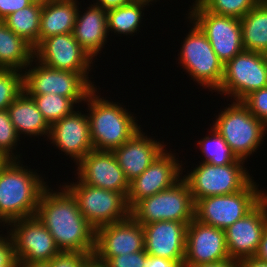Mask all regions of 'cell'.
Segmentation results:
<instances>
[{
    "label": "cell",
    "instance_id": "33",
    "mask_svg": "<svg viewBox=\"0 0 267 267\" xmlns=\"http://www.w3.org/2000/svg\"><path fill=\"white\" fill-rule=\"evenodd\" d=\"M23 92V72L0 69V111L6 110Z\"/></svg>",
    "mask_w": 267,
    "mask_h": 267
},
{
    "label": "cell",
    "instance_id": "48",
    "mask_svg": "<svg viewBox=\"0 0 267 267\" xmlns=\"http://www.w3.org/2000/svg\"><path fill=\"white\" fill-rule=\"evenodd\" d=\"M32 1L40 3V4H44L45 2L50 1V0H32Z\"/></svg>",
    "mask_w": 267,
    "mask_h": 267
},
{
    "label": "cell",
    "instance_id": "31",
    "mask_svg": "<svg viewBox=\"0 0 267 267\" xmlns=\"http://www.w3.org/2000/svg\"><path fill=\"white\" fill-rule=\"evenodd\" d=\"M49 126L71 114L76 104L72 99L56 94L29 95Z\"/></svg>",
    "mask_w": 267,
    "mask_h": 267
},
{
    "label": "cell",
    "instance_id": "15",
    "mask_svg": "<svg viewBox=\"0 0 267 267\" xmlns=\"http://www.w3.org/2000/svg\"><path fill=\"white\" fill-rule=\"evenodd\" d=\"M171 152L165 149L140 176L129 183L127 204L130 209L143 198L169 189L182 179V161L179 163Z\"/></svg>",
    "mask_w": 267,
    "mask_h": 267
},
{
    "label": "cell",
    "instance_id": "10",
    "mask_svg": "<svg viewBox=\"0 0 267 267\" xmlns=\"http://www.w3.org/2000/svg\"><path fill=\"white\" fill-rule=\"evenodd\" d=\"M199 164L193 171L182 176L188 184L194 203L201 198L241 191L254 178L248 173L244 163L219 166L204 162Z\"/></svg>",
    "mask_w": 267,
    "mask_h": 267
},
{
    "label": "cell",
    "instance_id": "21",
    "mask_svg": "<svg viewBox=\"0 0 267 267\" xmlns=\"http://www.w3.org/2000/svg\"><path fill=\"white\" fill-rule=\"evenodd\" d=\"M144 249L148 255L170 260H184L188 223L163 220L142 225Z\"/></svg>",
    "mask_w": 267,
    "mask_h": 267
},
{
    "label": "cell",
    "instance_id": "11",
    "mask_svg": "<svg viewBox=\"0 0 267 267\" xmlns=\"http://www.w3.org/2000/svg\"><path fill=\"white\" fill-rule=\"evenodd\" d=\"M267 87L265 54L243 50L224 65L218 94L243 101L249 94Z\"/></svg>",
    "mask_w": 267,
    "mask_h": 267
},
{
    "label": "cell",
    "instance_id": "28",
    "mask_svg": "<svg viewBox=\"0 0 267 267\" xmlns=\"http://www.w3.org/2000/svg\"><path fill=\"white\" fill-rule=\"evenodd\" d=\"M41 11L42 4L32 2L23 9L9 14L2 21L16 35L35 48L39 44Z\"/></svg>",
    "mask_w": 267,
    "mask_h": 267
},
{
    "label": "cell",
    "instance_id": "13",
    "mask_svg": "<svg viewBox=\"0 0 267 267\" xmlns=\"http://www.w3.org/2000/svg\"><path fill=\"white\" fill-rule=\"evenodd\" d=\"M7 226L18 262H50L61 252L36 216L14 220Z\"/></svg>",
    "mask_w": 267,
    "mask_h": 267
},
{
    "label": "cell",
    "instance_id": "29",
    "mask_svg": "<svg viewBox=\"0 0 267 267\" xmlns=\"http://www.w3.org/2000/svg\"><path fill=\"white\" fill-rule=\"evenodd\" d=\"M150 0H133L131 3L107 10L108 33L132 35L137 33L142 23L143 7L150 4ZM143 13V14H142Z\"/></svg>",
    "mask_w": 267,
    "mask_h": 267
},
{
    "label": "cell",
    "instance_id": "43",
    "mask_svg": "<svg viewBox=\"0 0 267 267\" xmlns=\"http://www.w3.org/2000/svg\"><path fill=\"white\" fill-rule=\"evenodd\" d=\"M254 256L262 261L267 262V226L263 232L258 250Z\"/></svg>",
    "mask_w": 267,
    "mask_h": 267
},
{
    "label": "cell",
    "instance_id": "46",
    "mask_svg": "<svg viewBox=\"0 0 267 267\" xmlns=\"http://www.w3.org/2000/svg\"><path fill=\"white\" fill-rule=\"evenodd\" d=\"M19 267H51L49 262H19Z\"/></svg>",
    "mask_w": 267,
    "mask_h": 267
},
{
    "label": "cell",
    "instance_id": "23",
    "mask_svg": "<svg viewBox=\"0 0 267 267\" xmlns=\"http://www.w3.org/2000/svg\"><path fill=\"white\" fill-rule=\"evenodd\" d=\"M89 6L83 14L78 9L72 34L78 44L93 59L108 42L106 38L109 33L107 10L93 4Z\"/></svg>",
    "mask_w": 267,
    "mask_h": 267
},
{
    "label": "cell",
    "instance_id": "45",
    "mask_svg": "<svg viewBox=\"0 0 267 267\" xmlns=\"http://www.w3.org/2000/svg\"><path fill=\"white\" fill-rule=\"evenodd\" d=\"M83 267H107L104 262L99 261L93 255L85 262Z\"/></svg>",
    "mask_w": 267,
    "mask_h": 267
},
{
    "label": "cell",
    "instance_id": "38",
    "mask_svg": "<svg viewBox=\"0 0 267 267\" xmlns=\"http://www.w3.org/2000/svg\"><path fill=\"white\" fill-rule=\"evenodd\" d=\"M7 235L0 234V267H19L15 258L14 244L9 232Z\"/></svg>",
    "mask_w": 267,
    "mask_h": 267
},
{
    "label": "cell",
    "instance_id": "22",
    "mask_svg": "<svg viewBox=\"0 0 267 267\" xmlns=\"http://www.w3.org/2000/svg\"><path fill=\"white\" fill-rule=\"evenodd\" d=\"M148 137L142 130L113 150L120 168L130 183L140 176L166 148L164 142ZM163 143V144H162Z\"/></svg>",
    "mask_w": 267,
    "mask_h": 267
},
{
    "label": "cell",
    "instance_id": "35",
    "mask_svg": "<svg viewBox=\"0 0 267 267\" xmlns=\"http://www.w3.org/2000/svg\"><path fill=\"white\" fill-rule=\"evenodd\" d=\"M242 102L251 114L262 121L267 130V87L252 92Z\"/></svg>",
    "mask_w": 267,
    "mask_h": 267
},
{
    "label": "cell",
    "instance_id": "40",
    "mask_svg": "<svg viewBox=\"0 0 267 267\" xmlns=\"http://www.w3.org/2000/svg\"><path fill=\"white\" fill-rule=\"evenodd\" d=\"M144 267H186L184 260H170L162 257L148 255Z\"/></svg>",
    "mask_w": 267,
    "mask_h": 267
},
{
    "label": "cell",
    "instance_id": "7",
    "mask_svg": "<svg viewBox=\"0 0 267 267\" xmlns=\"http://www.w3.org/2000/svg\"><path fill=\"white\" fill-rule=\"evenodd\" d=\"M194 209L188 184L181 179L173 187L138 201L130 215L141 225L163 220L189 224L194 219Z\"/></svg>",
    "mask_w": 267,
    "mask_h": 267
},
{
    "label": "cell",
    "instance_id": "12",
    "mask_svg": "<svg viewBox=\"0 0 267 267\" xmlns=\"http://www.w3.org/2000/svg\"><path fill=\"white\" fill-rule=\"evenodd\" d=\"M195 2V3H194ZM188 19L206 35L219 60L225 65L244 50L240 19L206 11L196 0Z\"/></svg>",
    "mask_w": 267,
    "mask_h": 267
},
{
    "label": "cell",
    "instance_id": "2",
    "mask_svg": "<svg viewBox=\"0 0 267 267\" xmlns=\"http://www.w3.org/2000/svg\"><path fill=\"white\" fill-rule=\"evenodd\" d=\"M20 159L11 160L0 172V222L3 227L17 219L33 217L41 194L48 187L36 171Z\"/></svg>",
    "mask_w": 267,
    "mask_h": 267
},
{
    "label": "cell",
    "instance_id": "39",
    "mask_svg": "<svg viewBox=\"0 0 267 267\" xmlns=\"http://www.w3.org/2000/svg\"><path fill=\"white\" fill-rule=\"evenodd\" d=\"M32 0H0V21L9 14L30 5Z\"/></svg>",
    "mask_w": 267,
    "mask_h": 267
},
{
    "label": "cell",
    "instance_id": "41",
    "mask_svg": "<svg viewBox=\"0 0 267 267\" xmlns=\"http://www.w3.org/2000/svg\"><path fill=\"white\" fill-rule=\"evenodd\" d=\"M133 0H96L93 5L99 6L105 10L117 8L122 5L131 3Z\"/></svg>",
    "mask_w": 267,
    "mask_h": 267
},
{
    "label": "cell",
    "instance_id": "5",
    "mask_svg": "<svg viewBox=\"0 0 267 267\" xmlns=\"http://www.w3.org/2000/svg\"><path fill=\"white\" fill-rule=\"evenodd\" d=\"M252 179L241 191L201 198L195 202L194 219L225 230L249 213L267 194Z\"/></svg>",
    "mask_w": 267,
    "mask_h": 267
},
{
    "label": "cell",
    "instance_id": "25",
    "mask_svg": "<svg viewBox=\"0 0 267 267\" xmlns=\"http://www.w3.org/2000/svg\"><path fill=\"white\" fill-rule=\"evenodd\" d=\"M7 110L19 137L21 134L27 135L30 138L32 135L33 137L44 135L48 139L50 126L38 110L33 98L24 91L12 102Z\"/></svg>",
    "mask_w": 267,
    "mask_h": 267
},
{
    "label": "cell",
    "instance_id": "24",
    "mask_svg": "<svg viewBox=\"0 0 267 267\" xmlns=\"http://www.w3.org/2000/svg\"><path fill=\"white\" fill-rule=\"evenodd\" d=\"M79 4L77 0H50L42 4L39 43L53 35L71 33Z\"/></svg>",
    "mask_w": 267,
    "mask_h": 267
},
{
    "label": "cell",
    "instance_id": "6",
    "mask_svg": "<svg viewBox=\"0 0 267 267\" xmlns=\"http://www.w3.org/2000/svg\"><path fill=\"white\" fill-rule=\"evenodd\" d=\"M193 27L183 40L178 64L198 85L215 92L222 82L224 65L214 52L209 40L201 29L189 19Z\"/></svg>",
    "mask_w": 267,
    "mask_h": 267
},
{
    "label": "cell",
    "instance_id": "30",
    "mask_svg": "<svg viewBox=\"0 0 267 267\" xmlns=\"http://www.w3.org/2000/svg\"><path fill=\"white\" fill-rule=\"evenodd\" d=\"M210 129V136H205L198 141L199 148L203 156H205L202 162L218 166L245 162L237 158L230 146L213 126Z\"/></svg>",
    "mask_w": 267,
    "mask_h": 267
},
{
    "label": "cell",
    "instance_id": "19",
    "mask_svg": "<svg viewBox=\"0 0 267 267\" xmlns=\"http://www.w3.org/2000/svg\"><path fill=\"white\" fill-rule=\"evenodd\" d=\"M231 259L225 230L193 219L187 226L185 265L217 263Z\"/></svg>",
    "mask_w": 267,
    "mask_h": 267
},
{
    "label": "cell",
    "instance_id": "8",
    "mask_svg": "<svg viewBox=\"0 0 267 267\" xmlns=\"http://www.w3.org/2000/svg\"><path fill=\"white\" fill-rule=\"evenodd\" d=\"M76 179L77 182L63 186L77 200L79 211L95 230L130 216L127 198L122 193L93 187Z\"/></svg>",
    "mask_w": 267,
    "mask_h": 267
},
{
    "label": "cell",
    "instance_id": "16",
    "mask_svg": "<svg viewBox=\"0 0 267 267\" xmlns=\"http://www.w3.org/2000/svg\"><path fill=\"white\" fill-rule=\"evenodd\" d=\"M267 226V195L243 218L225 229L229 257L241 260L253 257Z\"/></svg>",
    "mask_w": 267,
    "mask_h": 267
},
{
    "label": "cell",
    "instance_id": "26",
    "mask_svg": "<svg viewBox=\"0 0 267 267\" xmlns=\"http://www.w3.org/2000/svg\"><path fill=\"white\" fill-rule=\"evenodd\" d=\"M34 58V48L0 21V69L23 72Z\"/></svg>",
    "mask_w": 267,
    "mask_h": 267
},
{
    "label": "cell",
    "instance_id": "36",
    "mask_svg": "<svg viewBox=\"0 0 267 267\" xmlns=\"http://www.w3.org/2000/svg\"><path fill=\"white\" fill-rule=\"evenodd\" d=\"M148 254L145 249L135 253H128L112 258H96L104 262L107 267H144L147 264Z\"/></svg>",
    "mask_w": 267,
    "mask_h": 267
},
{
    "label": "cell",
    "instance_id": "3",
    "mask_svg": "<svg viewBox=\"0 0 267 267\" xmlns=\"http://www.w3.org/2000/svg\"><path fill=\"white\" fill-rule=\"evenodd\" d=\"M96 92L95 87L85 100L92 145L95 150L113 151L140 131L141 125L126 107L101 98Z\"/></svg>",
    "mask_w": 267,
    "mask_h": 267
},
{
    "label": "cell",
    "instance_id": "1",
    "mask_svg": "<svg viewBox=\"0 0 267 267\" xmlns=\"http://www.w3.org/2000/svg\"><path fill=\"white\" fill-rule=\"evenodd\" d=\"M59 191L49 186L43 191L35 216L48 229L60 251L93 255L95 229L79 211L73 195L63 185Z\"/></svg>",
    "mask_w": 267,
    "mask_h": 267
},
{
    "label": "cell",
    "instance_id": "37",
    "mask_svg": "<svg viewBox=\"0 0 267 267\" xmlns=\"http://www.w3.org/2000/svg\"><path fill=\"white\" fill-rule=\"evenodd\" d=\"M91 256L92 254L81 252L61 251L49 263L51 267H83Z\"/></svg>",
    "mask_w": 267,
    "mask_h": 267
},
{
    "label": "cell",
    "instance_id": "14",
    "mask_svg": "<svg viewBox=\"0 0 267 267\" xmlns=\"http://www.w3.org/2000/svg\"><path fill=\"white\" fill-rule=\"evenodd\" d=\"M34 58L50 68L80 73L95 88L88 77L95 59L78 44L72 32L43 39L34 48Z\"/></svg>",
    "mask_w": 267,
    "mask_h": 267
},
{
    "label": "cell",
    "instance_id": "32",
    "mask_svg": "<svg viewBox=\"0 0 267 267\" xmlns=\"http://www.w3.org/2000/svg\"><path fill=\"white\" fill-rule=\"evenodd\" d=\"M206 11L243 18L260 0H196Z\"/></svg>",
    "mask_w": 267,
    "mask_h": 267
},
{
    "label": "cell",
    "instance_id": "42",
    "mask_svg": "<svg viewBox=\"0 0 267 267\" xmlns=\"http://www.w3.org/2000/svg\"><path fill=\"white\" fill-rule=\"evenodd\" d=\"M186 267H240L239 260L228 259L217 263L185 265Z\"/></svg>",
    "mask_w": 267,
    "mask_h": 267
},
{
    "label": "cell",
    "instance_id": "47",
    "mask_svg": "<svg viewBox=\"0 0 267 267\" xmlns=\"http://www.w3.org/2000/svg\"><path fill=\"white\" fill-rule=\"evenodd\" d=\"M12 159L0 150V172L8 165Z\"/></svg>",
    "mask_w": 267,
    "mask_h": 267
},
{
    "label": "cell",
    "instance_id": "4",
    "mask_svg": "<svg viewBox=\"0 0 267 267\" xmlns=\"http://www.w3.org/2000/svg\"><path fill=\"white\" fill-rule=\"evenodd\" d=\"M212 125L230 146L238 159L246 160L262 145L266 129L242 101L228 104ZM261 144V145H260Z\"/></svg>",
    "mask_w": 267,
    "mask_h": 267
},
{
    "label": "cell",
    "instance_id": "9",
    "mask_svg": "<svg viewBox=\"0 0 267 267\" xmlns=\"http://www.w3.org/2000/svg\"><path fill=\"white\" fill-rule=\"evenodd\" d=\"M36 62L33 58L23 71V91L27 95L56 94L68 97L79 105L82 101L85 103L88 94L94 89L80 73L54 69Z\"/></svg>",
    "mask_w": 267,
    "mask_h": 267
},
{
    "label": "cell",
    "instance_id": "17",
    "mask_svg": "<svg viewBox=\"0 0 267 267\" xmlns=\"http://www.w3.org/2000/svg\"><path fill=\"white\" fill-rule=\"evenodd\" d=\"M144 250V229L131 215L95 230V258H112Z\"/></svg>",
    "mask_w": 267,
    "mask_h": 267
},
{
    "label": "cell",
    "instance_id": "27",
    "mask_svg": "<svg viewBox=\"0 0 267 267\" xmlns=\"http://www.w3.org/2000/svg\"><path fill=\"white\" fill-rule=\"evenodd\" d=\"M244 50L267 52V0H260L240 19Z\"/></svg>",
    "mask_w": 267,
    "mask_h": 267
},
{
    "label": "cell",
    "instance_id": "20",
    "mask_svg": "<svg viewBox=\"0 0 267 267\" xmlns=\"http://www.w3.org/2000/svg\"><path fill=\"white\" fill-rule=\"evenodd\" d=\"M48 138L71 160L74 159L75 165L94 149L88 115L75 110L50 126Z\"/></svg>",
    "mask_w": 267,
    "mask_h": 267
},
{
    "label": "cell",
    "instance_id": "44",
    "mask_svg": "<svg viewBox=\"0 0 267 267\" xmlns=\"http://www.w3.org/2000/svg\"><path fill=\"white\" fill-rule=\"evenodd\" d=\"M240 267H267V262L258 259L257 257H247L239 261Z\"/></svg>",
    "mask_w": 267,
    "mask_h": 267
},
{
    "label": "cell",
    "instance_id": "18",
    "mask_svg": "<svg viewBox=\"0 0 267 267\" xmlns=\"http://www.w3.org/2000/svg\"><path fill=\"white\" fill-rule=\"evenodd\" d=\"M78 178L88 185L118 193L126 198L129 182L113 151L93 149L77 164Z\"/></svg>",
    "mask_w": 267,
    "mask_h": 267
},
{
    "label": "cell",
    "instance_id": "34",
    "mask_svg": "<svg viewBox=\"0 0 267 267\" xmlns=\"http://www.w3.org/2000/svg\"><path fill=\"white\" fill-rule=\"evenodd\" d=\"M20 137L12 124L8 110L0 111V150L12 160H19L20 154L14 153ZM16 155V156H15Z\"/></svg>",
    "mask_w": 267,
    "mask_h": 267
}]
</instances>
